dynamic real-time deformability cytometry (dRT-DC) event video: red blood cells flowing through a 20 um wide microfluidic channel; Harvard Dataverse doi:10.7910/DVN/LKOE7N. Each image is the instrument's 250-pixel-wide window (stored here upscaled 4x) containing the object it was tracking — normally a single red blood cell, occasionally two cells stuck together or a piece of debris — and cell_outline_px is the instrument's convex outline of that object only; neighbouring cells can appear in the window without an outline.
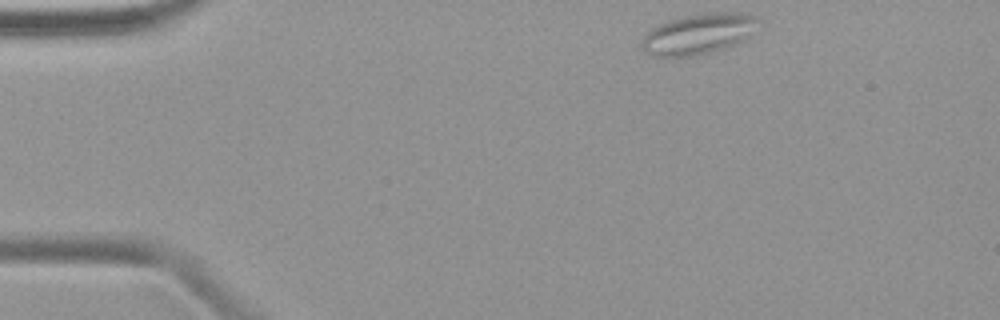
{"species": "common noctule bat (a hibernating species)", "species_latin": "Nyctalus noctula", "temperature_condition": "warm", "stored_images_in_passage": 42, "camera_frame_rate_fps": 3000, "um_per_image_px": 0.085, "animal": {"sex": "female", "body_mass_g": 19.9}, "frame": {"image": 1, "passage_image": 1, "time_ms": 0.0, "image_size_px": [1000, 320], "cell_outline_px": [[756, 20], [740, 40], [724, 48], [696, 56], [652, 56], [644, 52], [640, 48], [640, 44], [644, 36], [652, 28], [668, 20], [708, 12], [748, 12], [756, 16]], "centroid_in_image_um": [59.24, 2.88], "position_along_channel_um": 25.8, "area_um2": 26.76}}
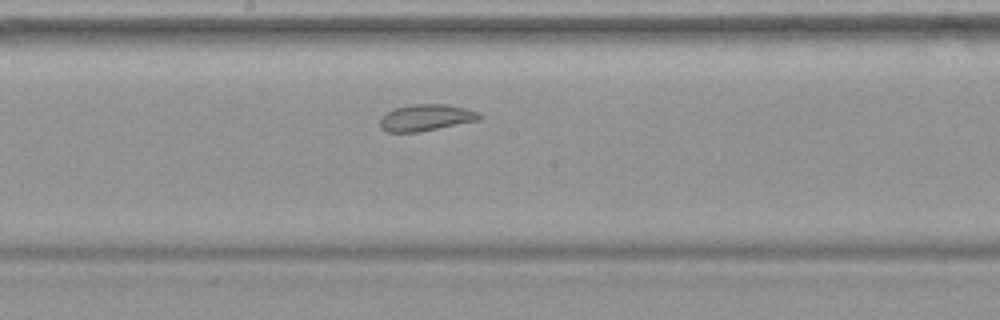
{"frame": {"image": 2, "passage_image": 20, "time_ms": 6.333, "image_size_px": [1000, 320], "cell_outline_px": [[480, 120], [416, 132], [388, 132], [380, 128], [380, 116], [384, 112], [396, 108], [412, 104], [448, 104], [464, 108], [476, 112], [480, 116]], "centroid_in_image_um": [36.14, 9.99], "position_along_channel_um": 212.1, "area_um2": 15.26}}
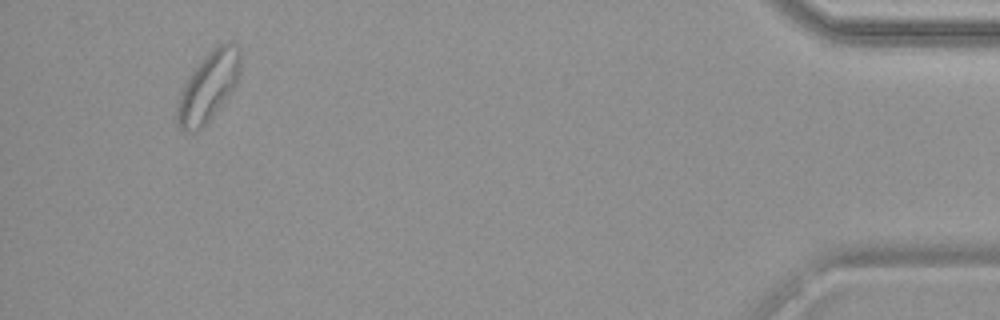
{"frame": {"image": 3, "passage_image": 40, "time_ms": 13.0, "image_size_px": [1000, 320], "cell_outline_px": [[240, 72], [236, 84], [212, 116], [196, 132], [184, 132], [176, 124], [176, 108], [184, 84], [188, 76], [208, 52], [220, 44], [232, 44], [240, 48]], "centroid_in_image_um": [17.68, 7.39], "position_along_channel_um": 417.5, "area_um2": 25.03}}